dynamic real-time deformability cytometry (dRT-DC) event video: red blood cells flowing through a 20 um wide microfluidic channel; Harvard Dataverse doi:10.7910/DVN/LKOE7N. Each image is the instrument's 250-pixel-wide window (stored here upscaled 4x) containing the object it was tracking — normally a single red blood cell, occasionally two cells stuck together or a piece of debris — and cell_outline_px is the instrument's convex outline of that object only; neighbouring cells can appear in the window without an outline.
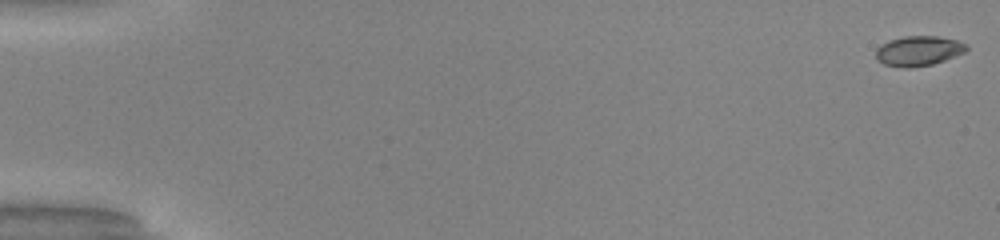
{"species": "common noctule bat (a hibernating species)", "species_latin": "Nyctalus noctula", "temperature_condition": "warm", "stored_images_in_passage": 51, "camera_frame_rate_fps": 3000, "um_per_image_px": 0.085, "animal": {"sex": "male", "body_mass_g": 20.0, "forearm_length_mm": 53.3}, "frame": {"image": 1, "passage_image": 1, "time_ms": 0.0, "image_size_px": [1000, 240], "cell_outline_px": [[968, 48], [964, 52], [944, 60], [932, 64], [908, 68], [884, 64], [876, 60], [876, 48], [880, 44], [888, 40], [904, 36], [936, 36], [956, 40], [968, 44]], "centroid_in_image_um": [78.04, 4.31], "position_along_channel_um": 7.0, "area_um2": 15.78}}
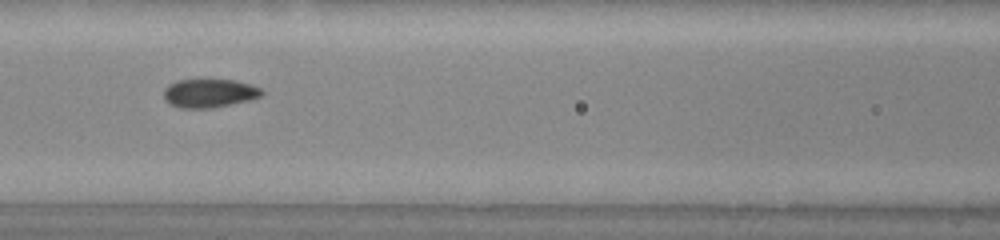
{"frame": {"image": 2, "passage_image": 24, "time_ms": 7.667, "image_size_px": [1000, 240], "cell_outline_px": [[264, 92], [260, 96], [252, 100], [212, 108], [180, 108], [168, 104], [164, 100], [164, 88], [168, 84], [176, 80], [232, 80], [252, 84], [260, 88]], "centroid_in_image_um": [17.77, 7.93], "position_along_channel_um": 148.8, "area_um2": 16.53}}
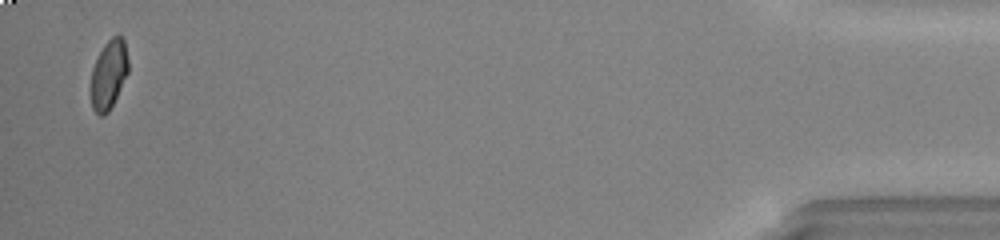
{"frame": {"image": 3, "passage_image": 50, "time_ms": 16.333, "image_size_px": [1000, 240], "cell_outline_px": [[128, 72], [108, 112], [104, 116], [100, 116], [92, 108], [92, 68], [104, 44], [112, 36], [120, 36], [124, 40], [128, 60]], "centroid_in_image_um": [9.25, 6.32], "position_along_channel_um": 426.0, "area_um2": 14.62}, "authors_computed_cell_mechanics": {"area_um2": 16.2996, "velocity_mm_per_s": 4.1435, "shape_relaxation_time_tau1_ms": 9.131, "shape_relaxation_time_tau2_ms": null, "deformation_change_tau1": 0.193, "deformation_change_tau2": null}}